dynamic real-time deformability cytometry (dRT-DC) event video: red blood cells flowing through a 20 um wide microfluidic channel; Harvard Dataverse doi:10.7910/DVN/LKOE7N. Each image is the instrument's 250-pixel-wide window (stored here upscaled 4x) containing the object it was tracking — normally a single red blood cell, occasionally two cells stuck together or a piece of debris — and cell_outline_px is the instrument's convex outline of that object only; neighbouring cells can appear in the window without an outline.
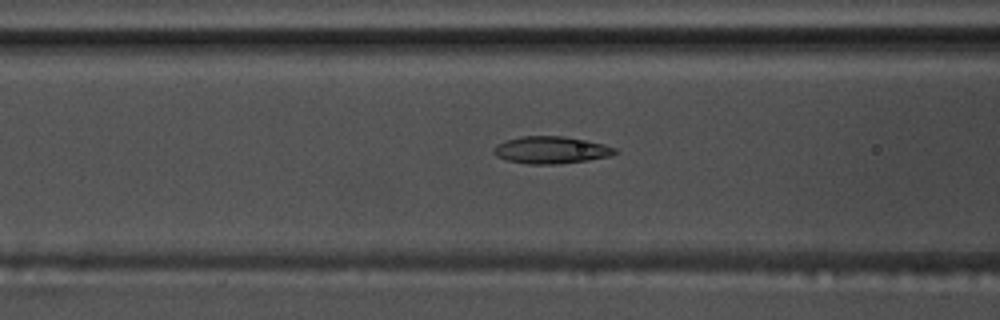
{"species": "common noctule bat (a hibernating species)", "species_latin": "Nyctalus noctula", "temperature_condition": "warm", "stored_images_in_passage": 53, "camera_frame_rate_fps": 3000, "um_per_image_px": 0.085, "animal": {"sex": "male", "body_mass_g": 17.5, "forearm_length_mm": 52.3}, "frame": {"image": 1, "passage_image": 23, "time_ms": 7.333, "image_size_px": [1000, 320], "cell_outline_px": [[620, 152], [612, 156], [588, 160], [556, 164], [528, 164], [508, 160], [496, 156], [492, 152], [492, 148], [496, 144], [508, 140], [524, 136], [564, 136], [588, 140], [604, 144], [616, 148]], "centroid_in_image_um": [46.88, 12.75], "position_along_channel_um": 119.7, "area_um2": 19.36}}
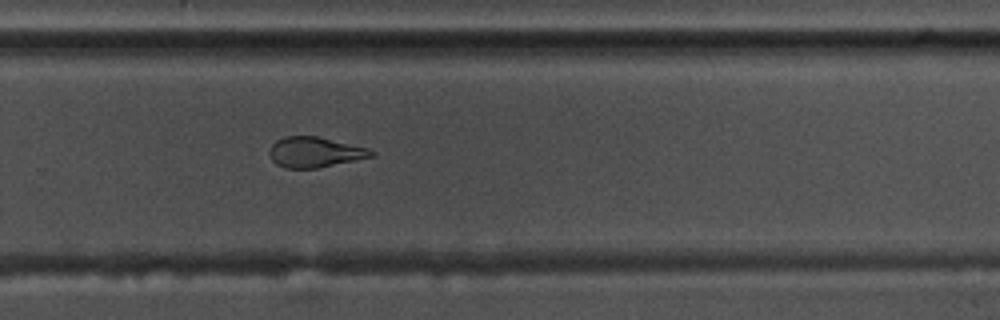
{"frame": {"image": 2, "passage_image": 38, "time_ms": 12.333, "image_size_px": [1000, 320], "cell_outline_px": [[376, 156], [316, 168], [284, 168], [276, 164], [272, 160], [268, 152], [272, 144], [276, 140], [284, 136], [316, 136], [368, 148], [376, 152]], "centroid_in_image_um": [26.75, 12.93], "position_along_channel_um": 303.0, "area_um2": 18.03}}
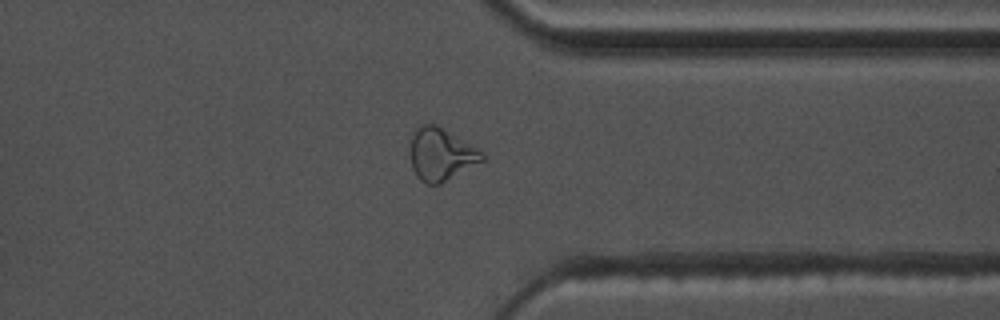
{"frame": {"image": 3, "passage_image": 44, "time_ms": 14.333, "image_size_px": [1000, 320], "cell_outline_px": [[484, 160], [440, 184], [428, 184], [420, 180], [416, 176], [412, 168], [408, 152], [412, 132], [420, 124], [436, 124], [484, 152]], "centroid_in_image_um": [37.43, 13.11], "position_along_channel_um": 374.0, "area_um2": 22.2}, "authors_computed_cell_mechanics": {"area_um2": 19.5942, "velocity_mm_per_s": 3.6722, "shape_relaxation_time_tau1_ms": null, "shape_relaxation_time_tau2_ms": 2.0805, "deformation_change_tau1": null, "deformation_change_tau2": 0.0951}}